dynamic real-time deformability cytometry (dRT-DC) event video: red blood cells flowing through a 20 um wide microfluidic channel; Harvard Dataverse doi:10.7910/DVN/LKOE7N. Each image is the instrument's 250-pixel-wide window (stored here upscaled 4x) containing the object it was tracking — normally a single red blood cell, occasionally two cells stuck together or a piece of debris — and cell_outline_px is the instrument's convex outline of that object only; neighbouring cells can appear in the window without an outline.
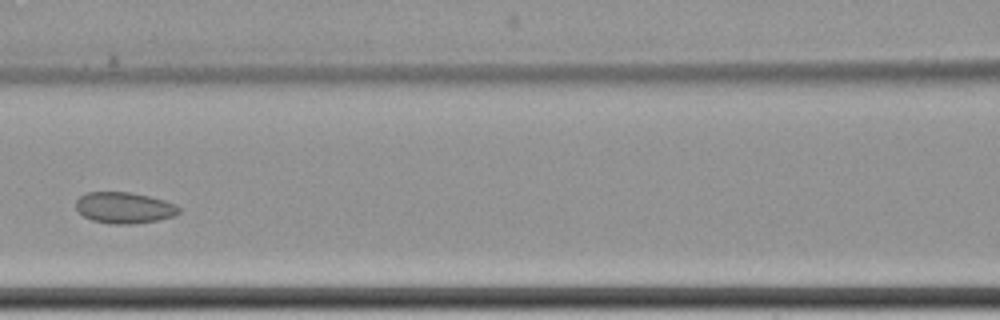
{"species": "common noctule bat (a hibernating species)", "species_latin": "Nyctalus noctula", "temperature_condition": "cold", "stored_images_in_passage": 9, "camera_frame_rate_fps": 3000, "um_per_image_px": 0.085, "animal": {"sex": "female", "body_mass_g": 22.7, "forearm_length_mm": 54.2}, "frame": {"image": 1, "passage_image": 6, "time_ms": 7.667, "image_size_px": [1000, 320], "cell_outline_px": [[180, 212], [172, 216], [156, 220], [132, 224], [112, 224], [92, 220], [84, 216], [76, 208], [76, 200], [80, 196], [88, 192], [132, 192], [164, 200], [176, 204], [180, 208]], "centroid_in_image_um": [10.56, 17.65], "position_along_channel_um": 156.0, "area_um2": 18.61}}
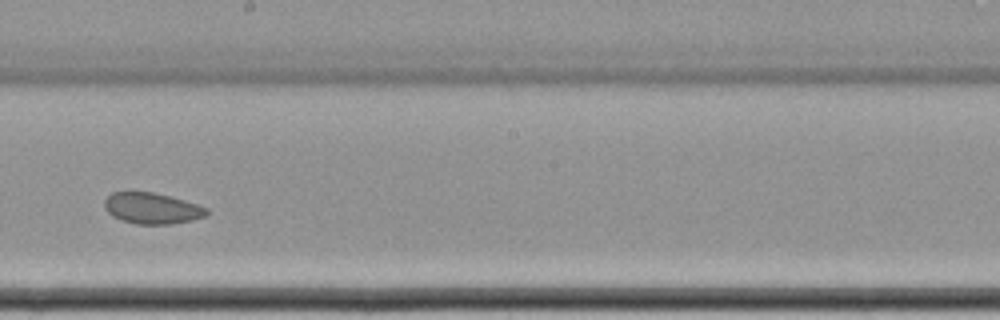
{"frame": {"image": 2, "passage_image": 8, "time_ms": 10.0, "image_size_px": [1000, 320], "cell_outline_px": [[208, 212], [204, 216], [192, 220], [172, 224], [136, 224], [112, 216], [104, 208], [104, 200], [112, 192], [152, 192], [184, 200], [208, 208]], "centroid_in_image_um": [12.9, 17.71], "position_along_channel_um": 235.3, "area_um2": 18.32}}
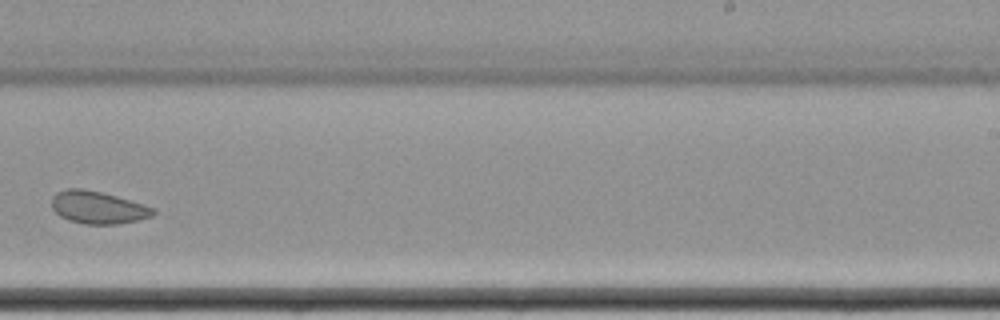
{"frame": {"image": 3, "passage_image": 9, "time_ms": 11.333, "image_size_px": [1000, 320], "cell_outline_px": [[156, 212], [152, 216], [140, 220], [116, 224], [84, 224], [68, 220], [60, 216], [52, 208], [52, 196], [56, 192], [64, 188], [84, 188], [116, 196], [156, 208]], "centroid_in_image_um": [8.31, 17.63], "position_along_channel_um": 280.7, "area_um2": 19.36}}